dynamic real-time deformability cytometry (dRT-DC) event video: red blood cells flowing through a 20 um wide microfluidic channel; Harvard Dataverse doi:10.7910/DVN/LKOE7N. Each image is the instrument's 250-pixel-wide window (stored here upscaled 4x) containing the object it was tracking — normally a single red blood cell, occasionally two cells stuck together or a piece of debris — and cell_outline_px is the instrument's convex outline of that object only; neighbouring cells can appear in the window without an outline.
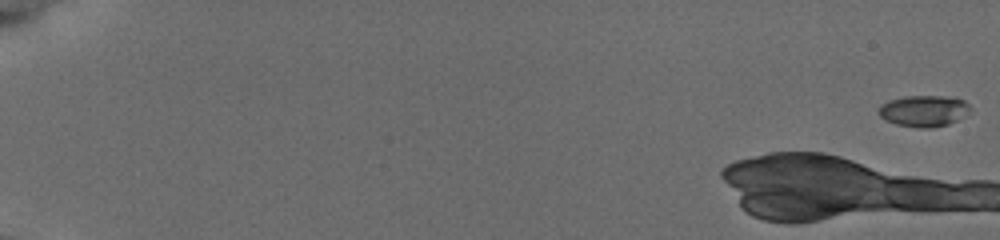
{"species": "common noctule bat (a hibernating species)", "species_latin": "Nyctalus noctula", "temperature_condition": "cold", "stored_images_in_passage": 16, "camera_frame_rate_fps": 3000, "um_per_image_px": 0.085, "animal": {"sex": "female", "body_mass_g": 19.5, "forearm_length_mm": 54.1}, "frame": {"image": 1, "passage_image": 1, "time_ms": 0.0, "image_size_px": [1000, 240], "cell_outline_px": [[968, 112], [956, 120], [948, 124], [932, 128], [916, 128], [896, 124], [884, 120], [880, 116], [880, 104], [888, 100], [904, 96], [956, 96], [964, 100], [968, 104]], "centroid_in_image_um": [78.5, 9.42], "position_along_channel_um": 6.5, "area_um2": 16.76}}